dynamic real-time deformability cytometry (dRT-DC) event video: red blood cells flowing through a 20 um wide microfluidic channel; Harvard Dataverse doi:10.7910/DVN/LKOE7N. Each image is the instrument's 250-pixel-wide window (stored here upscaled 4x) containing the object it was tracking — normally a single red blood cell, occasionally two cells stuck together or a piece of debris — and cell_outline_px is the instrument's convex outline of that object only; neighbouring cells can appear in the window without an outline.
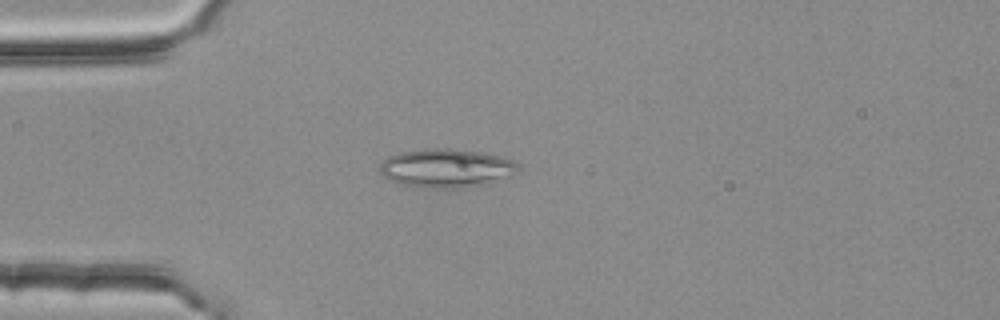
{"species": "common noctule bat (a hibernating species)", "species_latin": "Nyctalus noctula", "temperature_condition": "room temperature", "stored_images_in_passage": 42, "camera_frame_rate_fps": 3000, "um_per_image_px": 0.085, "animal": {"sex": "female", "body_mass_g": 25.1}, "frame": {"image": 1, "passage_image": 2, "time_ms": 0.333, "image_size_px": [1000, 320], "cell_outline_px": [[520, 172], [460, 188], [420, 188], [400, 184], [388, 180], [380, 172], [380, 164], [388, 156], [400, 152], [436, 148], [448, 148], [484, 152], [500, 156], [512, 160], [520, 164]], "centroid_in_image_um": [37.88, 14.28], "position_along_channel_um": 47.1, "area_um2": 30.87}}
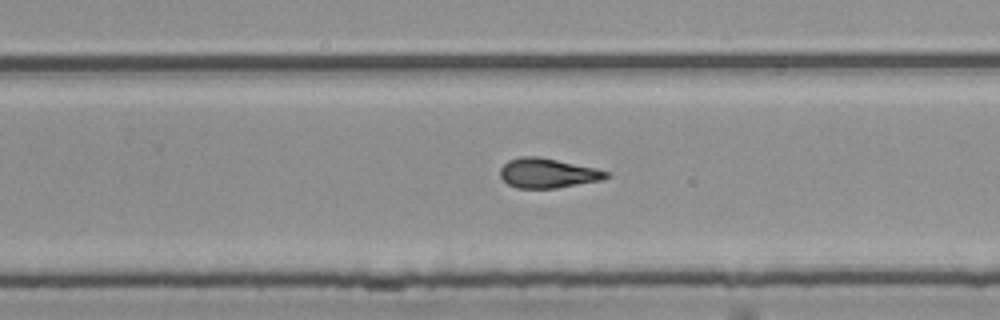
{"frame": {"image": 2, "passage_image": 22, "time_ms": 7.0, "image_size_px": [1000, 320], "cell_outline_px": [[608, 176], [604, 180], [556, 188], [516, 188], [508, 184], [500, 176], [500, 168], [508, 160], [520, 156], [536, 156], [596, 168], [608, 172]], "centroid_in_image_um": [46.54, 14.72], "position_along_channel_um": 283.3, "area_um2": 18.26}}
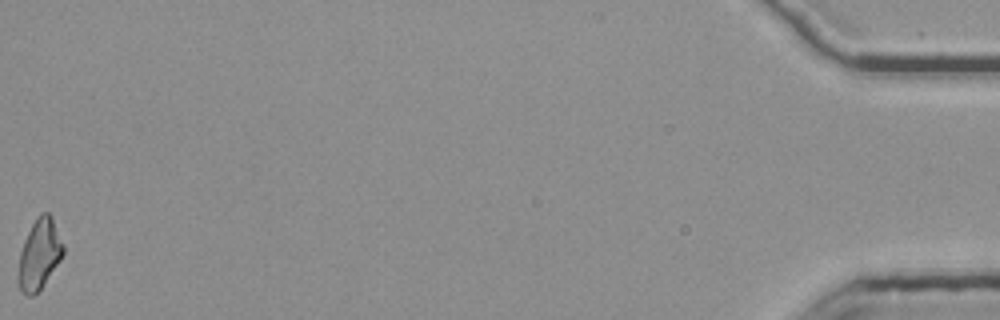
{"frame": {"image": 3, "passage_image": 42, "time_ms": 13.667, "image_size_px": [1000, 320], "cell_outline_px": [[64, 252], [60, 260], [40, 288], [32, 296], [28, 296], [20, 292], [16, 276], [20, 252], [24, 240], [36, 216], [40, 212], [48, 212], [52, 216], [64, 244]], "centroid_in_image_um": [3.32, 21.59], "position_along_channel_um": 431.9, "area_um2": 18.55}, "authors_computed_cell_mechanics": {"area_um2": 18.2648, "velocity_mm_per_s": 3.7702, "shape_relaxation_time_tau1_ms": null, "shape_relaxation_time_tau2_ms": 3.3219, "deformation_change_tau1": null, "deformation_change_tau2": 0.121}}